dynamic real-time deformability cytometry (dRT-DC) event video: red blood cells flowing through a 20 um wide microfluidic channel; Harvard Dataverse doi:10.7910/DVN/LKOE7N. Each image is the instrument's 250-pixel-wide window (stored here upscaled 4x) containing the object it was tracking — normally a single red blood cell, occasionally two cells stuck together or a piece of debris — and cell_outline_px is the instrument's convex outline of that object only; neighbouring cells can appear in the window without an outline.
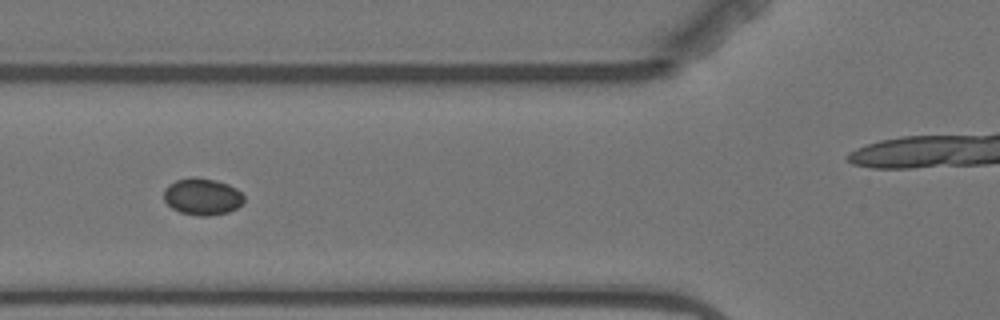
{"species": "Egyptian fruit bat (a non-hibernating species)", "species_latin": "Rousettus aegyptiacus", "temperature_condition": "warm", "stored_images_in_passage": 12, "camera_frame_rate_fps": 3000, "um_per_image_px": 0.085, "animal": {"sex": "female"}, "frame": {"image": 1, "passage_image": 6, "time_ms": 7.667, "image_size_px": [1000, 320], "cell_outline_px": [[244, 200], [236, 208], [228, 212], [208, 216], [200, 216], [180, 212], [172, 208], [164, 200], [164, 188], [168, 184], [176, 180], [192, 176], [196, 176], [216, 180], [228, 184], [236, 188], [244, 196]], "centroid_in_image_um": [17.17, 16.69], "position_along_channel_um": 108.6, "area_um2": 17.28}}
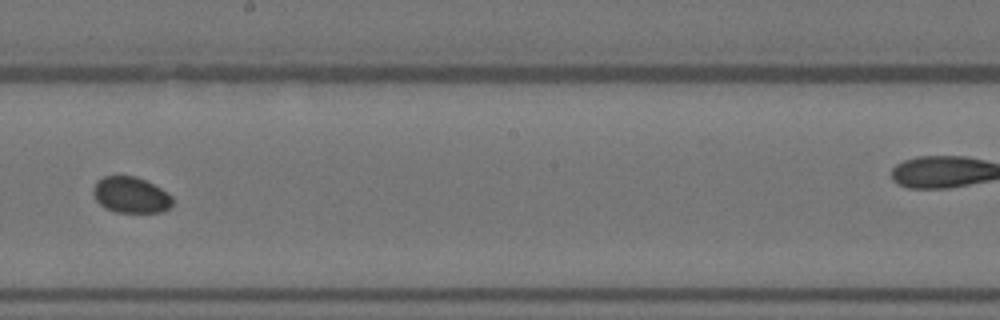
{"frame": {"image": 2, "passage_image": 9, "time_ms": 11.333, "image_size_px": [1000, 320], "cell_outline_px": [[172, 204], [164, 212], [116, 212], [104, 208], [96, 200], [92, 192], [92, 188], [96, 180], [104, 176], [136, 176], [168, 192], [172, 196]], "centroid_in_image_um": [11.09, 16.57], "position_along_channel_um": 237.1, "area_um2": 16.76}}
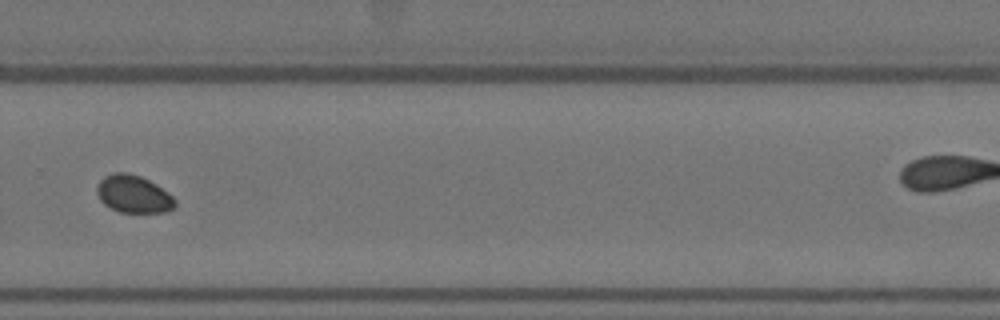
{"frame": {"image": 3, "passage_image": 11, "time_ms": 13.667, "image_size_px": [1000, 320], "cell_outline_px": [[176, 208], [164, 212], [120, 212], [104, 204], [100, 200], [96, 192], [96, 188], [100, 180], [104, 176], [112, 172], [128, 172], [140, 176], [156, 184], [168, 192], [176, 200]], "centroid_in_image_um": [11.35, 16.49], "position_along_channel_um": 318.5, "area_um2": 17.22}}